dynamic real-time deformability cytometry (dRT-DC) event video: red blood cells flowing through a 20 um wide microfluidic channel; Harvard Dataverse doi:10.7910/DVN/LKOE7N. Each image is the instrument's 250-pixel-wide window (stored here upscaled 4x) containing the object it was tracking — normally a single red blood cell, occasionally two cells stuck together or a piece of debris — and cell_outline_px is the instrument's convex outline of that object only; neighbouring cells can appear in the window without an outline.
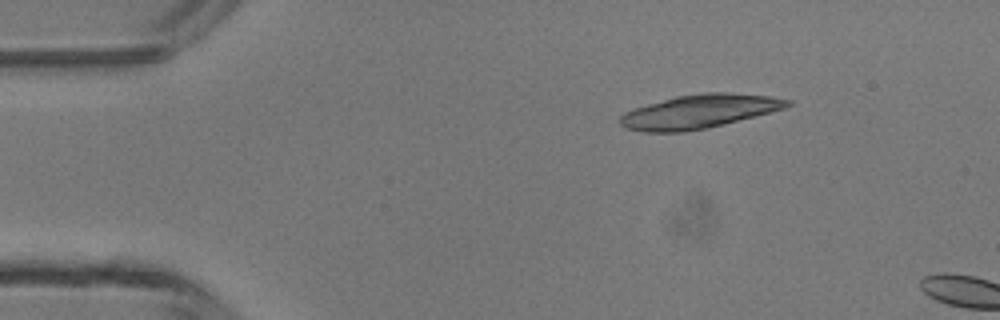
{"species": "common noctule bat (a hibernating species)", "species_latin": "Nyctalus noctula", "temperature_condition": "room temperature", "stored_images_in_passage": 4, "camera_frame_rate_fps": 3000, "um_per_image_px": 0.085, "animal": {"sex": "male", "body_mass_g": 13.3}, "frame": {"image": 1, "passage_image": 1, "time_ms": 0.0, "image_size_px": [1000, 320], "cell_outline_px": [[792, 104], [784, 108], [724, 124], [708, 128], [684, 132], [644, 132], [624, 128], [620, 124], [620, 116], [624, 112], [648, 104], [676, 96], [704, 92], [728, 92], [772, 96], [792, 100]], "centroid_in_image_um": [59.43, 9.47], "position_along_channel_um": 25.6, "area_um2": 32.83}}